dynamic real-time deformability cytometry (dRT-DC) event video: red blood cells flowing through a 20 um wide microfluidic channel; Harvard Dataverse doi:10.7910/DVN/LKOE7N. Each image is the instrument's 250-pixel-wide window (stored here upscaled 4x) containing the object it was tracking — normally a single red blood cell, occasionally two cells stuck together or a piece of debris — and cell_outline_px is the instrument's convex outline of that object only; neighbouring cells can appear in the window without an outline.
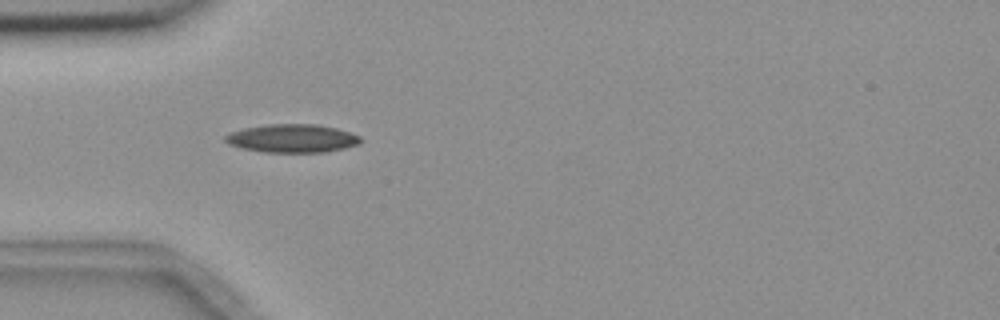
{"species": "common noctule bat (a hibernating species)", "species_latin": "Nyctalus noctula", "temperature_condition": "room temperature", "stored_images_in_passage": 6, "camera_frame_rate_fps": 3000, "um_per_image_px": 0.085, "animal": {"sex": "female", "body_mass_g": 18.4}, "frame": {"image": 1, "passage_image": 5, "time_ms": 4.667, "image_size_px": [1000, 320], "cell_outline_px": [[360, 144], [344, 148], [324, 152], [264, 152], [244, 148], [228, 144], [224, 140], [224, 136], [232, 132], [244, 128], [268, 124], [316, 124], [336, 128], [360, 136]], "centroid_in_image_um": [24.83, 11.76], "position_along_channel_um": 60.2, "area_um2": 22.14}}